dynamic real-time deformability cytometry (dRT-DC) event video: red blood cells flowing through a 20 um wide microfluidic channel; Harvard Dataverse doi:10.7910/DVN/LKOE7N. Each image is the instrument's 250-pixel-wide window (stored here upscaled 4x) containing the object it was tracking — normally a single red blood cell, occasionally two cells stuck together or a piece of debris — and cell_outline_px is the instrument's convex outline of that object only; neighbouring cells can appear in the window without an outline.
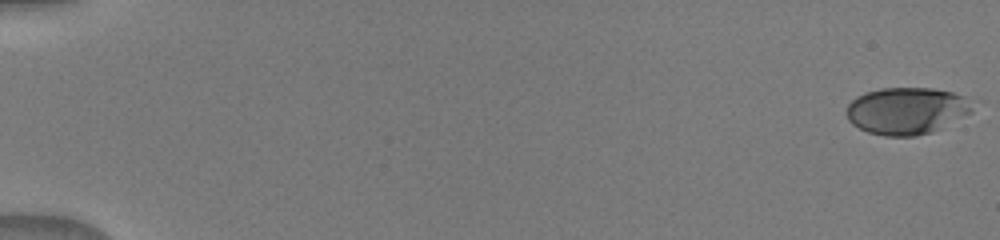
{"species": "human", "species_latin": "Homo sapiens", "temperature_condition": "warm", "stored_images_in_passage": 52, "camera_frame_rate_fps": 3000, "um_per_image_px": 0.085, "donor": {"sex": "male"}, "frame": {"image": 1, "passage_image": 1, "time_ms": 0.0, "image_size_px": [1000, 240], "cell_outline_px": [[984, 100], [972, 112], [932, 132], [916, 136], [884, 136], [868, 132], [852, 124], [848, 120], [848, 104], [856, 96], [864, 92], [884, 88], [932, 88], [952, 92]], "centroid_in_image_um": [77.2, 9.39], "position_along_channel_um": 7.8, "area_um2": 35.26}}
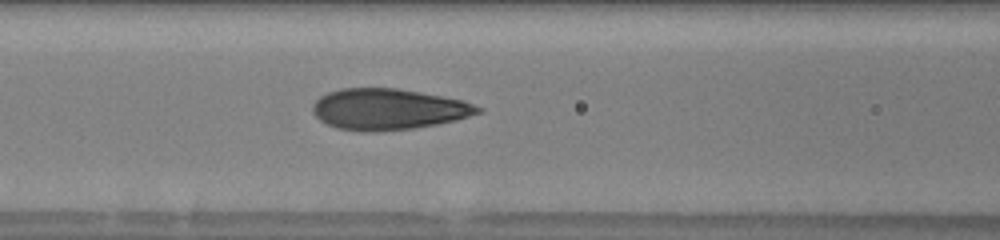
{"frame": {"image": 2, "passage_image": 24, "time_ms": 7.667, "image_size_px": [1000, 240], "cell_outline_px": [[484, 112], [456, 120], [416, 128], [372, 132], [360, 132], [336, 128], [320, 120], [312, 112], [312, 104], [320, 96], [328, 92], [340, 88], [396, 88], [420, 92], [460, 100], [484, 108]], "centroid_in_image_um": [32.98, 9.29], "position_along_channel_um": 133.6, "area_um2": 39.65}}
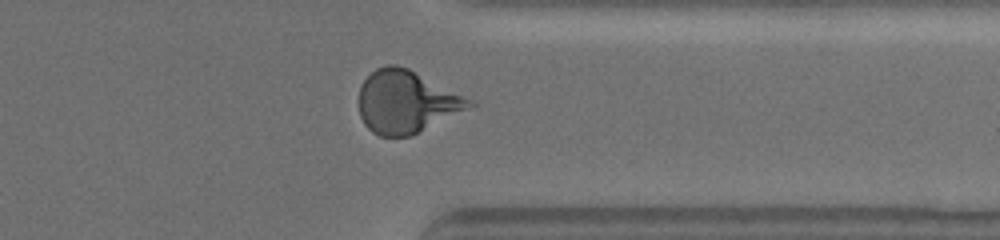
{"frame": {"image": 3, "passage_image": 42, "time_ms": 13.667, "image_size_px": [1000, 240], "cell_outline_px": [[476, 104], [412, 136], [380, 136], [372, 132], [364, 124], [360, 116], [360, 88], [364, 80], [376, 68], [388, 64], [396, 64], [408, 68], [472, 100]], "centroid_in_image_um": [34.51, 8.66], "position_along_channel_um": 376.9, "area_um2": 39.77}}